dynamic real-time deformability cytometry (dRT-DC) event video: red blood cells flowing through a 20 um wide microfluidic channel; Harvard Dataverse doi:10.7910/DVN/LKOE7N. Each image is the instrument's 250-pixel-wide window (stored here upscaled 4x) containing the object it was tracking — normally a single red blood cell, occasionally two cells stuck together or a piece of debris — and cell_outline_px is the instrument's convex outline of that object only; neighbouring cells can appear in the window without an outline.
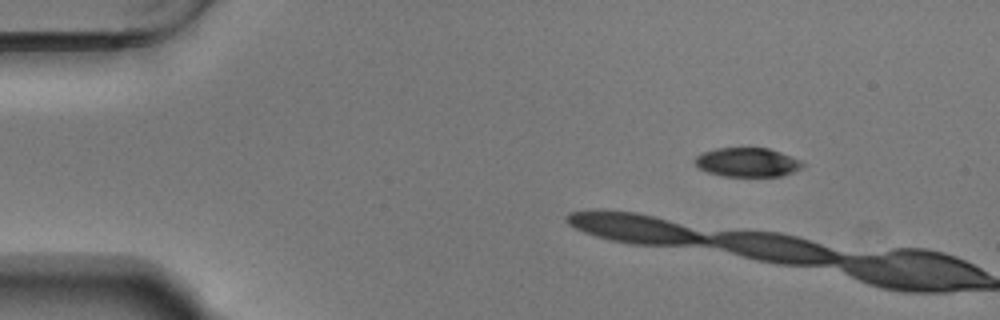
{"species": "Egyptian fruit bat (a non-hibernating species)", "species_latin": "Rousettus aegyptiacus", "temperature_condition": "warm", "stored_images_in_passage": 2, "camera_frame_rate_fps": 3000, "um_per_image_px": 0.085, "animal": {"sex": "male"}, "frame": {"image": 1, "passage_image": 1, "time_ms": 0.0, "image_size_px": [1000, 320], "cell_outline_px": [[804, 164], [800, 168], [792, 172], [780, 176], [724, 176], [708, 172], [700, 168], [692, 160], [696, 156], [704, 152], [716, 148], [768, 148], [780, 152], [800, 160]], "centroid_in_image_um": [63.5, 13.79], "position_along_channel_um": 21.5, "area_um2": 18.03}}